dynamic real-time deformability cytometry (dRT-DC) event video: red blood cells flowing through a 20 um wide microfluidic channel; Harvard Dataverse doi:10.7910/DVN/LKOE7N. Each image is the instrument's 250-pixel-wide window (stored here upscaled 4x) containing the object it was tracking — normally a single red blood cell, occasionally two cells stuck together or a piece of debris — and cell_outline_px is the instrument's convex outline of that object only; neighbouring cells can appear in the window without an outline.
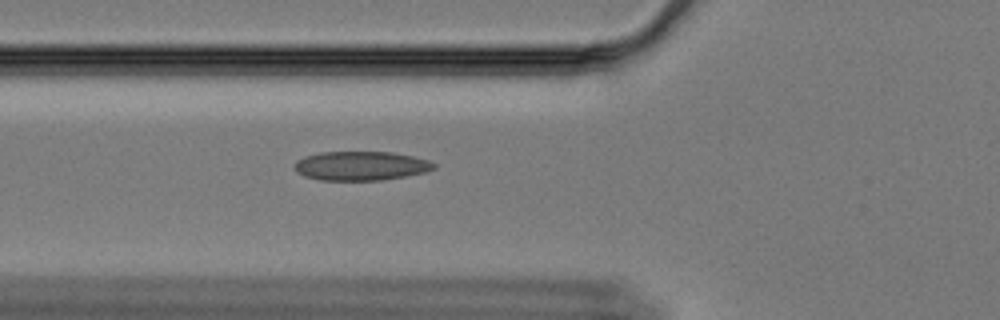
{"species": "Egyptian fruit bat (a non-hibernating species)", "species_latin": "Rousettus aegyptiacus", "temperature_condition": "cold", "stored_images_in_passage": 42, "camera_frame_rate_fps": 3000, "um_per_image_px": 0.085, "animal": {"sex": "female"}, "frame": {"image": 1, "passage_image": 15, "time_ms": 4.667, "image_size_px": [1000, 320], "cell_outline_px": [[436, 168], [424, 172], [404, 176], [380, 180], [320, 180], [304, 176], [296, 172], [292, 168], [292, 164], [296, 160], [304, 156], [320, 152], [392, 152], [412, 156], [428, 160], [436, 164]], "centroid_in_image_um": [30.61, 14.09], "position_along_channel_um": 95.2, "area_um2": 23.76}}
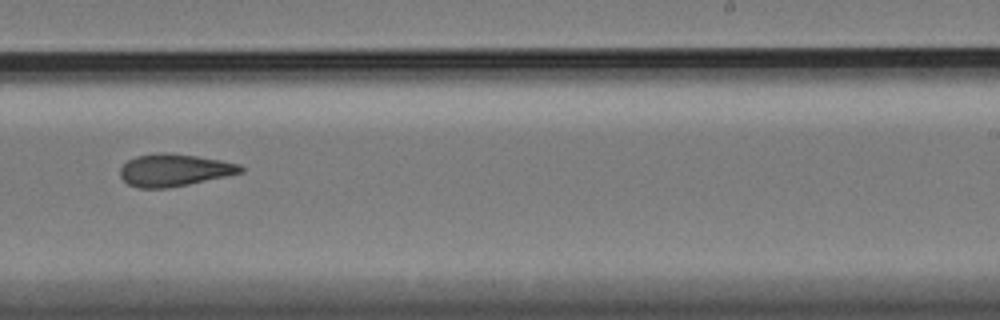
{"frame": {"image": 2, "passage_image": 31, "time_ms": 10.0, "image_size_px": [1000, 320], "cell_outline_px": [[244, 172], [188, 184], [168, 188], [140, 188], [128, 184], [120, 176], [120, 168], [128, 160], [136, 156], [156, 152], [168, 152], [196, 156], [220, 160], [240, 164], [244, 168]], "centroid_in_image_um": [14.8, 14.45], "position_along_channel_um": 274.2, "area_um2": 22.66}}
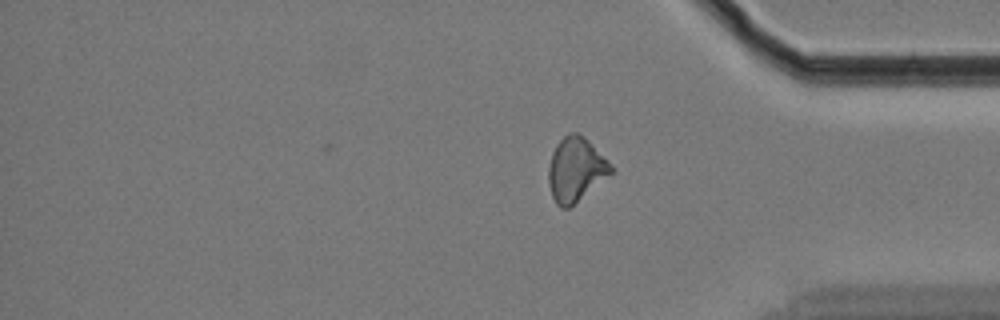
{"frame": {"image": 3, "passage_image": 42, "time_ms": 13.667, "image_size_px": [1000, 320], "cell_outline_px": [[612, 172], [568, 208], [560, 208], [556, 204], [552, 196], [548, 180], [548, 168], [552, 152], [556, 144], [568, 132], [576, 132], [584, 136], [612, 164]], "centroid_in_image_um": [48.91, 14.37], "position_along_channel_um": 386.3, "area_um2": 23.0}, "authors_computed_cell_mechanics": {"area_um2": 22.7154, "velocity_mm_per_s": 3.3479, "shape_relaxation_time_tau1_ms": null, "shape_relaxation_time_tau2_ms": 3.9733, "deformation_change_tau1": null, "deformation_change_tau2": 0.1109}}